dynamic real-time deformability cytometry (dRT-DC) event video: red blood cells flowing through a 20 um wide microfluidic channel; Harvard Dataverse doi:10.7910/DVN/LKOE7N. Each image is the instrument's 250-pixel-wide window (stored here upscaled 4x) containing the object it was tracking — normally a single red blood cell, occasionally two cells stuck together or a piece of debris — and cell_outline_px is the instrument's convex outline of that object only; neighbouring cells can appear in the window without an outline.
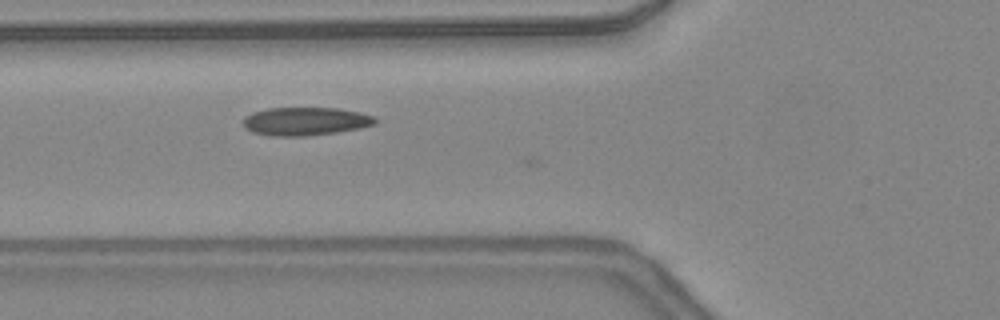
{"species": "common noctule bat (a hibernating species)", "species_latin": "Nyctalus noctula", "temperature_condition": "warm", "stored_images_in_passage": 22, "camera_frame_rate_fps": 3000, "um_per_image_px": 0.085, "animal": {"sex": "female", "body_mass_g": 24.6, "forearm_length_mm": 56.2}, "frame": {"image": 1, "passage_image": 2, "time_ms": 0.333, "image_size_px": [1000, 320], "cell_outline_px": [[376, 124], [360, 128], [336, 132], [304, 136], [272, 136], [252, 132], [244, 128], [244, 116], [252, 112], [268, 108], [336, 108], [360, 112], [376, 116]], "centroid_in_image_um": [25.96, 10.31], "position_along_channel_um": 99.8, "area_um2": 21.79}}
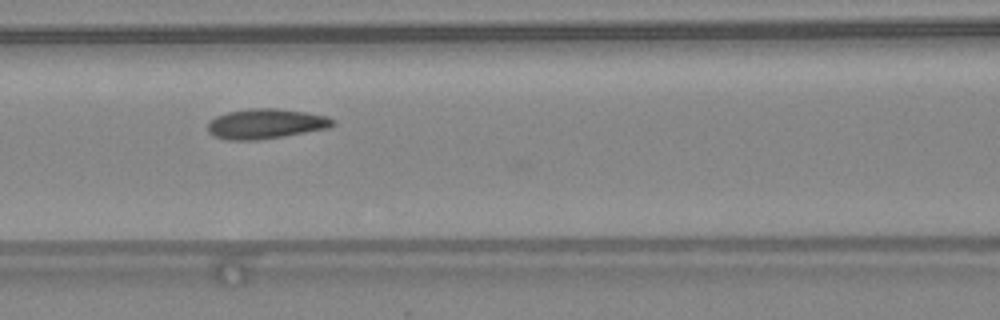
{"frame": {"image": 2, "passage_image": 5, "time_ms": 1.333, "image_size_px": [1000, 320], "cell_outline_px": [[336, 124], [328, 128], [284, 136], [260, 140], [228, 140], [212, 136], [208, 132], [208, 120], [216, 116], [228, 112], [252, 108], [276, 108], [304, 112], [328, 116], [336, 120]], "centroid_in_image_um": [22.58, 10.53], "position_along_channel_um": 144.0, "area_um2": 22.02}}